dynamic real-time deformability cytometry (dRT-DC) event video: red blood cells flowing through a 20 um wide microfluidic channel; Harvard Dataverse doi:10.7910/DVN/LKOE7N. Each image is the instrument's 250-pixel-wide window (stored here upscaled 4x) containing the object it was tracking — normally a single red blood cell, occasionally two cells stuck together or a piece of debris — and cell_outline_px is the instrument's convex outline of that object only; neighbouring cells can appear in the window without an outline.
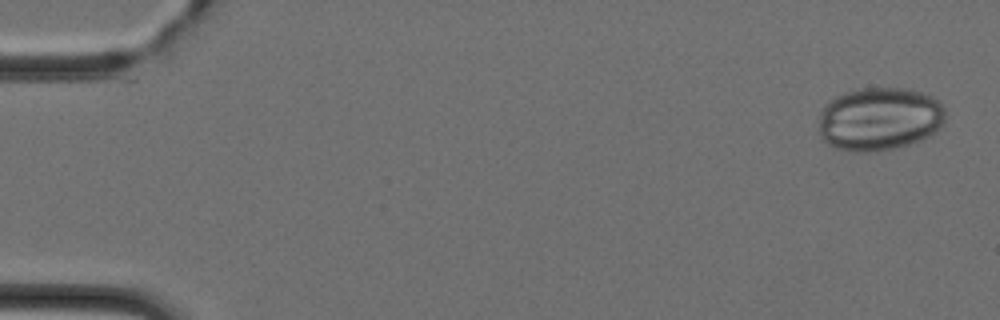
{"species": "Egyptian fruit bat (a non-hibernating species)", "species_latin": "Rousettus aegyptiacus", "temperature_condition": "cold", "stored_images_in_passage": 47, "camera_frame_rate_fps": 3000, "um_per_image_px": 0.085, "animal": {"sex": "female"}, "frame": {"image": 1, "passage_image": 2, "time_ms": 0.333, "image_size_px": [1000, 320], "cell_outline_px": [[944, 124], [932, 136], [908, 144], [876, 152], [856, 152], [832, 148], [820, 136], [820, 112], [824, 104], [828, 100], [844, 92], [860, 88], [900, 88], [920, 92], [932, 96], [940, 100], [944, 108]], "centroid_in_image_um": [74.75, 10.11], "position_along_channel_um": 10.3, "area_um2": 47.22}}
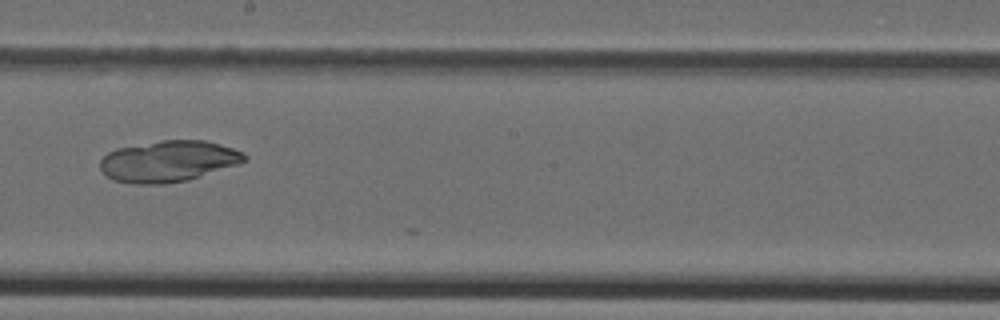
{"frame": {"image": 2, "passage_image": 27, "time_ms": 8.667, "image_size_px": [1000, 320], "cell_outline_px": [[248, 160], [240, 164], [188, 180], [164, 184], [132, 184], [112, 180], [100, 168], [100, 160], [108, 152], [116, 148], [160, 140], [204, 140], [220, 144], [244, 152], [248, 156]], "centroid_in_image_um": [14.33, 13.7], "position_along_channel_um": 233.9, "area_um2": 34.97}}
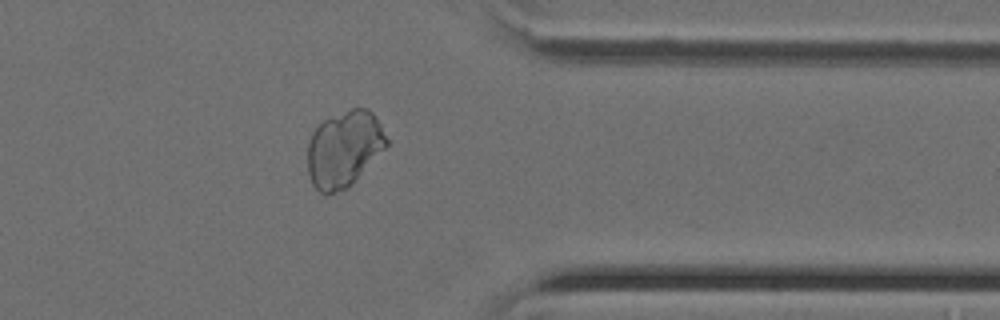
{"frame": {"image": 3, "passage_image": 38, "time_ms": 12.333, "image_size_px": [1000, 320], "cell_outline_px": [[388, 144], [352, 184], [348, 188], [324, 196], [312, 184], [308, 172], [308, 144], [312, 132], [324, 120], [352, 108], [368, 108], [372, 112], [380, 124], [388, 140]], "centroid_in_image_um": [29.23, 12.68], "position_along_channel_um": 382.2, "area_um2": 34.85}}